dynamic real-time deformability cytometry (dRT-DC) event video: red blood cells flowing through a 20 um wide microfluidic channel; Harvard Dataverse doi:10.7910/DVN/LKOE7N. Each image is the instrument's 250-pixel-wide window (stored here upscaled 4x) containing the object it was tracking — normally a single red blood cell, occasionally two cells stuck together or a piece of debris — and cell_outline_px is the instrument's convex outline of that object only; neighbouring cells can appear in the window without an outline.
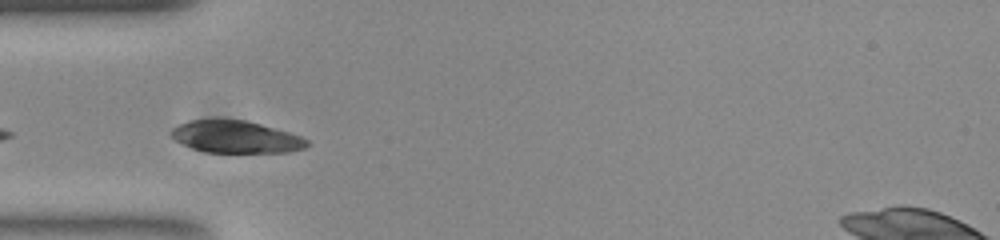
{"species": "common noctule bat (a hibernating species)", "species_latin": "Nyctalus noctula", "temperature_condition": "room temperature", "stored_images_in_passage": 40, "camera_frame_rate_fps": 3000, "um_per_image_px": 0.085, "animal": {"sex": "female", "body_mass_g": 23.0, "forearm_length_mm": 53.4}, "frame": {"image": 1, "passage_image": 2, "time_ms": 0.333, "image_size_px": [1000, 240], "cell_outline_px": [[308, 144], [304, 148], [288, 152], [204, 152], [192, 148], [176, 140], [168, 132], [176, 124], [188, 120], [216, 116], [248, 120], [288, 132], [300, 136], [308, 140]], "centroid_in_image_um": [19.96, 11.58], "position_along_channel_um": 65.0, "area_um2": 26.18}}
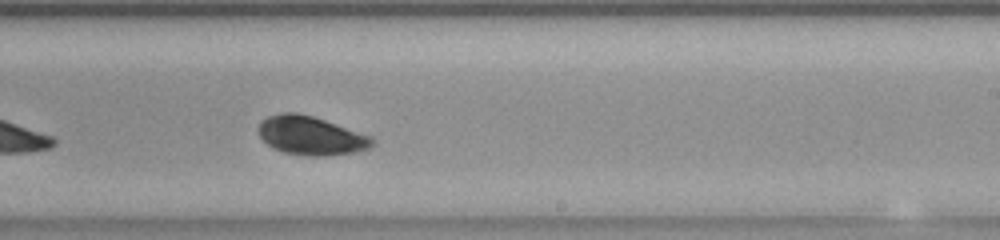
{"frame": {"image": 2, "passage_image": 18, "time_ms": 5.667, "image_size_px": [1000, 240], "cell_outline_px": [[376, 144], [372, 148], [356, 152], [324, 156], [308, 156], [284, 152], [272, 148], [260, 136], [256, 128], [260, 120], [268, 116], [280, 112], [296, 112], [312, 116], [372, 136], [376, 140]], "centroid_in_image_um": [26.43, 11.53], "position_along_channel_um": 262.6, "area_um2": 26.01}}
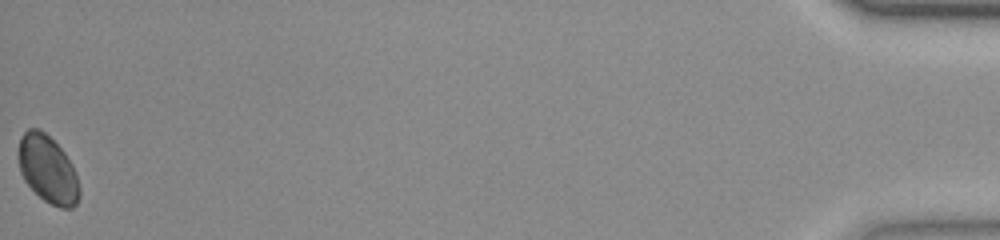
{"frame": {"image": 3, "passage_image": 40, "time_ms": 13.0, "image_size_px": [1000, 240], "cell_outline_px": [[80, 196], [76, 204], [72, 208], [60, 208], [44, 200], [24, 180], [20, 172], [20, 140], [24, 132], [28, 128], [40, 128], [64, 152], [72, 164], [76, 172], [80, 188]], "centroid_in_image_um": [4.1, 14.41], "position_along_channel_um": 431.1, "area_um2": 23.64}, "authors_computed_cell_mechanics": {"area_um2": 25.2297, "velocity_mm_per_s": 3.7099, "shape_relaxation_time_tau1_ms": 6.5371, "shape_relaxation_time_tau2_ms": null, "deformation_change_tau1": 0.1493, "deformation_change_tau2": null}}